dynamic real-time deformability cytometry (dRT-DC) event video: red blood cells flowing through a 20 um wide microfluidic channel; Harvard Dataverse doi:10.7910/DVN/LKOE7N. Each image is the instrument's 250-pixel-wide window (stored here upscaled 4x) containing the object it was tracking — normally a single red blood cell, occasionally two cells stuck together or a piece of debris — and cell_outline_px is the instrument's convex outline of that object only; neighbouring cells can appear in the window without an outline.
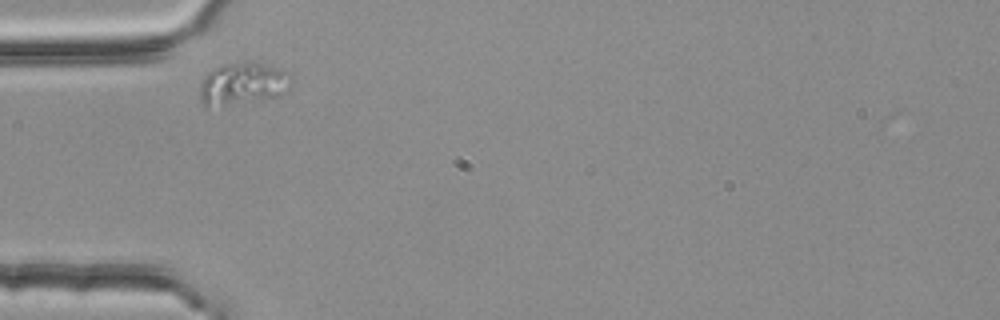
{"species": "common noctule bat (a hibernating species)", "species_latin": "Nyctalus noctula", "temperature_condition": "room temperature", "stored_images_in_passage": 4, "camera_frame_rate_fps": 3000, "um_per_image_px": 0.085, "animal": {"sex": "female", "body_mass_g": 25.1}, "frame": {"image": 1, "passage_image": 1, "time_ms": 0.0, "image_size_px": [1000, 320], "cell_outline_px": [[292, 84], [284, 92], [272, 96], [208, 108], [204, 108], [200, 100], [200, 84], [204, 76], [212, 68], [220, 64], [244, 60], [248, 60], [288, 72], [292, 76]], "centroid_in_image_um": [20.55, 7.07], "position_along_channel_um": 64.4, "area_um2": 22.54}}
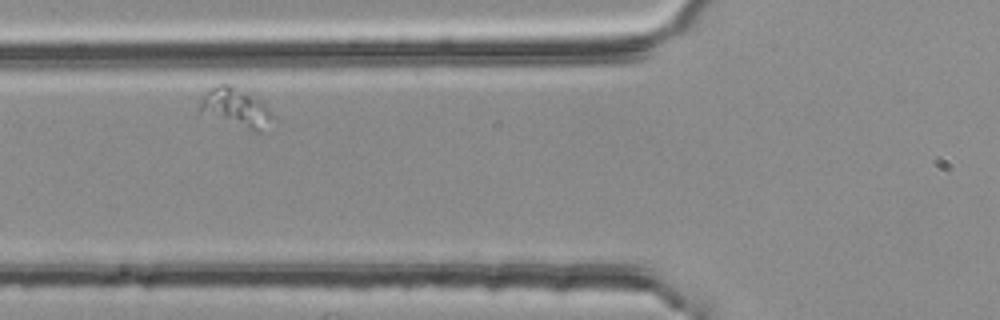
{"frame": {"image": 2, "passage_image": 2, "time_ms": 0.333, "image_size_px": [1000, 320], "cell_outline_px": [[276, 116], [260, 132], [252, 132], [200, 108], [200, 96], [212, 88], [220, 84], [228, 84], [252, 88]], "centroid_in_image_um": [20.21, 9.06], "position_along_channel_um": 105.6, "area_um2": 16.65}}